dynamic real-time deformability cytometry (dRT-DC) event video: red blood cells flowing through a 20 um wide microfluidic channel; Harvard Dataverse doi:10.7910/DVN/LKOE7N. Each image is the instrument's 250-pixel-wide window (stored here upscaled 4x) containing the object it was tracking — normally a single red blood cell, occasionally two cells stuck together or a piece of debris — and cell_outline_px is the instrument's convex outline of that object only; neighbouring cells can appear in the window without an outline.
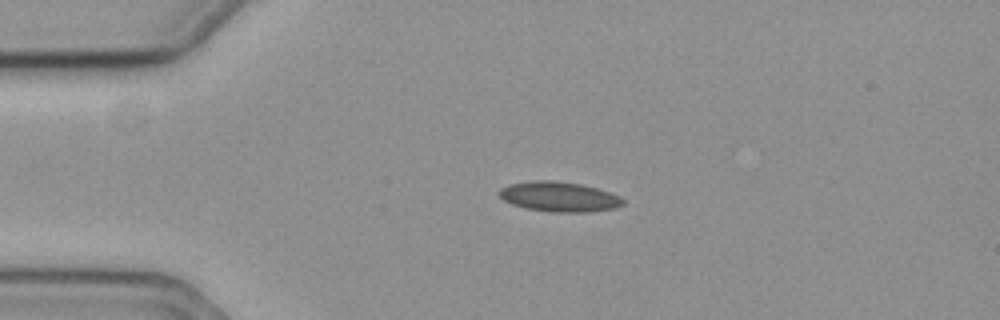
{"species": "common noctule bat (a hibernating species)", "species_latin": "Nyctalus noctula", "temperature_condition": "cold", "stored_images_in_passage": 46, "camera_frame_rate_fps": 3000, "um_per_image_px": 0.085, "animal": {"sex": "female", "body_mass_g": 19.3, "forearm_length_mm": 54.1}, "frame": {"image": 1, "passage_image": 12, "time_ms": 3.667, "image_size_px": [1000, 320], "cell_outline_px": [[624, 204], [616, 208], [588, 212], [552, 212], [524, 208], [512, 204], [504, 200], [500, 196], [500, 188], [508, 184], [532, 180], [552, 180], [580, 184], [596, 188], [620, 196], [624, 200]], "centroid_in_image_um": [47.52, 16.72], "position_along_channel_um": 37.5, "area_um2": 21.62}}
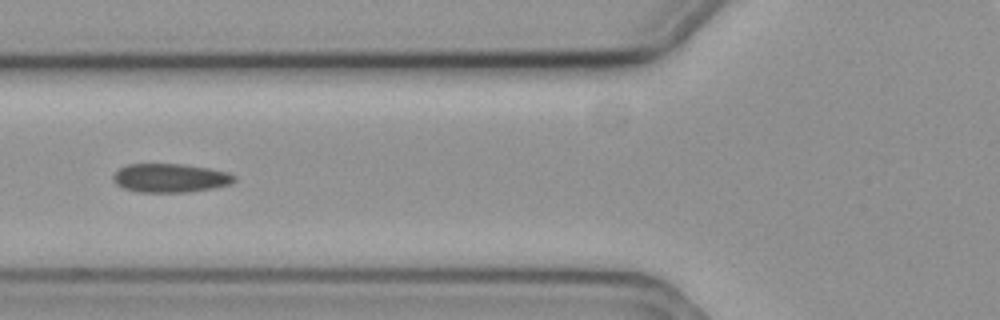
{"frame": {"image": 2, "passage_image": 21, "time_ms": 6.667, "image_size_px": [1000, 320], "cell_outline_px": [[236, 180], [232, 184], [212, 188], [188, 192], [140, 192], [124, 188], [116, 184], [112, 180], [112, 176], [120, 168], [128, 164], [180, 164], [208, 168], [228, 172], [236, 176]], "centroid_in_image_um": [14.48, 15.13], "position_along_channel_um": 111.3, "area_um2": 20.29}}
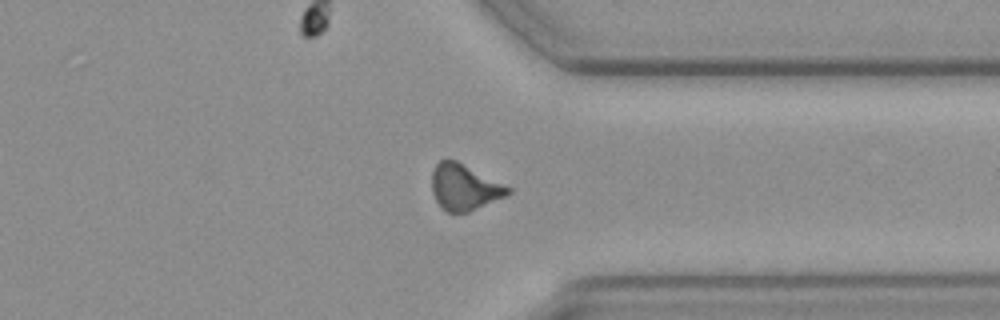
{"frame": {"image": 3, "passage_image": 43, "time_ms": 14.0, "image_size_px": [1000, 320], "cell_outline_px": [[512, 192], [508, 196], [468, 212], [448, 212], [440, 208], [432, 192], [432, 172], [436, 164], [440, 160], [456, 160], [512, 188]], "centroid_in_image_um": [39.48, 15.93], "position_along_channel_um": 371.9, "area_um2": 20.46}}